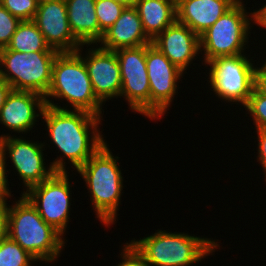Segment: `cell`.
Masks as SVG:
<instances>
[{
	"mask_svg": "<svg viewBox=\"0 0 266 266\" xmlns=\"http://www.w3.org/2000/svg\"><path fill=\"white\" fill-rule=\"evenodd\" d=\"M44 98L45 104H54V99L65 100L72 110L102 118L104 115V105L95 96L84 60L77 52H62L56 56L51 85Z\"/></svg>",
	"mask_w": 266,
	"mask_h": 266,
	"instance_id": "5",
	"label": "cell"
},
{
	"mask_svg": "<svg viewBox=\"0 0 266 266\" xmlns=\"http://www.w3.org/2000/svg\"><path fill=\"white\" fill-rule=\"evenodd\" d=\"M58 51L22 53L0 49V78L12 90L29 91L45 97L52 81V67Z\"/></svg>",
	"mask_w": 266,
	"mask_h": 266,
	"instance_id": "7",
	"label": "cell"
},
{
	"mask_svg": "<svg viewBox=\"0 0 266 266\" xmlns=\"http://www.w3.org/2000/svg\"><path fill=\"white\" fill-rule=\"evenodd\" d=\"M238 0H176L177 21L200 36Z\"/></svg>",
	"mask_w": 266,
	"mask_h": 266,
	"instance_id": "17",
	"label": "cell"
},
{
	"mask_svg": "<svg viewBox=\"0 0 266 266\" xmlns=\"http://www.w3.org/2000/svg\"><path fill=\"white\" fill-rule=\"evenodd\" d=\"M9 171L6 169L5 159L3 157L2 152L0 151V202L4 200L11 199L13 194L11 195V189L9 188L8 181V173Z\"/></svg>",
	"mask_w": 266,
	"mask_h": 266,
	"instance_id": "28",
	"label": "cell"
},
{
	"mask_svg": "<svg viewBox=\"0 0 266 266\" xmlns=\"http://www.w3.org/2000/svg\"><path fill=\"white\" fill-rule=\"evenodd\" d=\"M259 66V67H258ZM255 70V85L254 87L263 95L266 96V71L258 65Z\"/></svg>",
	"mask_w": 266,
	"mask_h": 266,
	"instance_id": "31",
	"label": "cell"
},
{
	"mask_svg": "<svg viewBox=\"0 0 266 266\" xmlns=\"http://www.w3.org/2000/svg\"><path fill=\"white\" fill-rule=\"evenodd\" d=\"M243 0H238L210 28L199 36L203 62L217 57L236 56L247 53L251 36L253 12H247ZM252 23V24H251ZM250 34V35H249ZM247 46V47H246Z\"/></svg>",
	"mask_w": 266,
	"mask_h": 266,
	"instance_id": "6",
	"label": "cell"
},
{
	"mask_svg": "<svg viewBox=\"0 0 266 266\" xmlns=\"http://www.w3.org/2000/svg\"><path fill=\"white\" fill-rule=\"evenodd\" d=\"M245 115H250L255 129H266V96L261 94L255 87L247 104L244 106Z\"/></svg>",
	"mask_w": 266,
	"mask_h": 266,
	"instance_id": "24",
	"label": "cell"
},
{
	"mask_svg": "<svg viewBox=\"0 0 266 266\" xmlns=\"http://www.w3.org/2000/svg\"><path fill=\"white\" fill-rule=\"evenodd\" d=\"M253 24L266 29V4L255 11L253 10Z\"/></svg>",
	"mask_w": 266,
	"mask_h": 266,
	"instance_id": "32",
	"label": "cell"
},
{
	"mask_svg": "<svg viewBox=\"0 0 266 266\" xmlns=\"http://www.w3.org/2000/svg\"><path fill=\"white\" fill-rule=\"evenodd\" d=\"M130 242L151 266H193L220 250L217 239L160 229Z\"/></svg>",
	"mask_w": 266,
	"mask_h": 266,
	"instance_id": "4",
	"label": "cell"
},
{
	"mask_svg": "<svg viewBox=\"0 0 266 266\" xmlns=\"http://www.w3.org/2000/svg\"><path fill=\"white\" fill-rule=\"evenodd\" d=\"M22 135L17 137L9 133L0 135V151L5 159L6 168L8 166L7 158L10 157L13 170L22 180L24 187L23 192L27 191L34 185L40 184L44 180L50 178L56 171L52 165L45 163L44 150L45 142L33 141L25 139ZM47 164V165H46ZM46 165V166H45Z\"/></svg>",
	"mask_w": 266,
	"mask_h": 266,
	"instance_id": "10",
	"label": "cell"
},
{
	"mask_svg": "<svg viewBox=\"0 0 266 266\" xmlns=\"http://www.w3.org/2000/svg\"><path fill=\"white\" fill-rule=\"evenodd\" d=\"M69 172H55L50 178L29 188L23 195L37 209L41 218L62 236L70 219L72 191Z\"/></svg>",
	"mask_w": 266,
	"mask_h": 266,
	"instance_id": "9",
	"label": "cell"
},
{
	"mask_svg": "<svg viewBox=\"0 0 266 266\" xmlns=\"http://www.w3.org/2000/svg\"><path fill=\"white\" fill-rule=\"evenodd\" d=\"M120 66L122 89L129 109L150 119V85L146 69V45L115 51Z\"/></svg>",
	"mask_w": 266,
	"mask_h": 266,
	"instance_id": "12",
	"label": "cell"
},
{
	"mask_svg": "<svg viewBox=\"0 0 266 266\" xmlns=\"http://www.w3.org/2000/svg\"><path fill=\"white\" fill-rule=\"evenodd\" d=\"M126 242L123 244L124 246H121L120 256L122 261L115 266H151L130 241Z\"/></svg>",
	"mask_w": 266,
	"mask_h": 266,
	"instance_id": "27",
	"label": "cell"
},
{
	"mask_svg": "<svg viewBox=\"0 0 266 266\" xmlns=\"http://www.w3.org/2000/svg\"><path fill=\"white\" fill-rule=\"evenodd\" d=\"M146 35L140 16L134 6L125 7L121 16L98 42L101 48L116 51L121 48H135L151 44Z\"/></svg>",
	"mask_w": 266,
	"mask_h": 266,
	"instance_id": "18",
	"label": "cell"
},
{
	"mask_svg": "<svg viewBox=\"0 0 266 266\" xmlns=\"http://www.w3.org/2000/svg\"><path fill=\"white\" fill-rule=\"evenodd\" d=\"M11 90L12 87L4 79L0 78V110L5 104V100Z\"/></svg>",
	"mask_w": 266,
	"mask_h": 266,
	"instance_id": "33",
	"label": "cell"
},
{
	"mask_svg": "<svg viewBox=\"0 0 266 266\" xmlns=\"http://www.w3.org/2000/svg\"><path fill=\"white\" fill-rule=\"evenodd\" d=\"M152 44L186 74L200 54L199 36L177 20L160 33Z\"/></svg>",
	"mask_w": 266,
	"mask_h": 266,
	"instance_id": "16",
	"label": "cell"
},
{
	"mask_svg": "<svg viewBox=\"0 0 266 266\" xmlns=\"http://www.w3.org/2000/svg\"><path fill=\"white\" fill-rule=\"evenodd\" d=\"M9 50L18 52L32 53L37 51H57L46 43L44 36L38 29L33 20L21 21L9 44L6 47Z\"/></svg>",
	"mask_w": 266,
	"mask_h": 266,
	"instance_id": "21",
	"label": "cell"
},
{
	"mask_svg": "<svg viewBox=\"0 0 266 266\" xmlns=\"http://www.w3.org/2000/svg\"><path fill=\"white\" fill-rule=\"evenodd\" d=\"M45 106V98L40 94L11 90L0 110V124L11 134H27L39 122Z\"/></svg>",
	"mask_w": 266,
	"mask_h": 266,
	"instance_id": "15",
	"label": "cell"
},
{
	"mask_svg": "<svg viewBox=\"0 0 266 266\" xmlns=\"http://www.w3.org/2000/svg\"><path fill=\"white\" fill-rule=\"evenodd\" d=\"M67 107L58 103L46 104L41 117L51 138L49 141L61 153L50 162L56 172H67L66 164H71L77 171L107 142L99 127L102 117Z\"/></svg>",
	"mask_w": 266,
	"mask_h": 266,
	"instance_id": "1",
	"label": "cell"
},
{
	"mask_svg": "<svg viewBox=\"0 0 266 266\" xmlns=\"http://www.w3.org/2000/svg\"><path fill=\"white\" fill-rule=\"evenodd\" d=\"M4 200L0 202V241L8 237V203Z\"/></svg>",
	"mask_w": 266,
	"mask_h": 266,
	"instance_id": "30",
	"label": "cell"
},
{
	"mask_svg": "<svg viewBox=\"0 0 266 266\" xmlns=\"http://www.w3.org/2000/svg\"><path fill=\"white\" fill-rule=\"evenodd\" d=\"M39 262L9 236L0 241V266H32Z\"/></svg>",
	"mask_w": 266,
	"mask_h": 266,
	"instance_id": "22",
	"label": "cell"
},
{
	"mask_svg": "<svg viewBox=\"0 0 266 266\" xmlns=\"http://www.w3.org/2000/svg\"><path fill=\"white\" fill-rule=\"evenodd\" d=\"M8 236L45 263L56 261L66 244L65 238L41 218L23 194L14 204H8Z\"/></svg>",
	"mask_w": 266,
	"mask_h": 266,
	"instance_id": "3",
	"label": "cell"
},
{
	"mask_svg": "<svg viewBox=\"0 0 266 266\" xmlns=\"http://www.w3.org/2000/svg\"><path fill=\"white\" fill-rule=\"evenodd\" d=\"M68 22L73 35L82 44L99 42V24L96 15V0H65Z\"/></svg>",
	"mask_w": 266,
	"mask_h": 266,
	"instance_id": "19",
	"label": "cell"
},
{
	"mask_svg": "<svg viewBox=\"0 0 266 266\" xmlns=\"http://www.w3.org/2000/svg\"><path fill=\"white\" fill-rule=\"evenodd\" d=\"M250 55L244 53L236 56L217 57L204 63L209 71L207 82L213 93L224 103L245 106L255 85L257 65Z\"/></svg>",
	"mask_w": 266,
	"mask_h": 266,
	"instance_id": "8",
	"label": "cell"
},
{
	"mask_svg": "<svg viewBox=\"0 0 266 266\" xmlns=\"http://www.w3.org/2000/svg\"><path fill=\"white\" fill-rule=\"evenodd\" d=\"M38 3V0H0V4L20 21L33 20Z\"/></svg>",
	"mask_w": 266,
	"mask_h": 266,
	"instance_id": "25",
	"label": "cell"
},
{
	"mask_svg": "<svg viewBox=\"0 0 266 266\" xmlns=\"http://www.w3.org/2000/svg\"><path fill=\"white\" fill-rule=\"evenodd\" d=\"M134 7L152 41L177 20L176 0H138Z\"/></svg>",
	"mask_w": 266,
	"mask_h": 266,
	"instance_id": "20",
	"label": "cell"
},
{
	"mask_svg": "<svg viewBox=\"0 0 266 266\" xmlns=\"http://www.w3.org/2000/svg\"><path fill=\"white\" fill-rule=\"evenodd\" d=\"M20 22L0 4V49L7 47Z\"/></svg>",
	"mask_w": 266,
	"mask_h": 266,
	"instance_id": "26",
	"label": "cell"
},
{
	"mask_svg": "<svg viewBox=\"0 0 266 266\" xmlns=\"http://www.w3.org/2000/svg\"><path fill=\"white\" fill-rule=\"evenodd\" d=\"M257 133V138L258 139L257 142L258 144H256L258 146L257 148V162H259L261 164V167L263 168V172L265 175V181H266V129H255Z\"/></svg>",
	"mask_w": 266,
	"mask_h": 266,
	"instance_id": "29",
	"label": "cell"
},
{
	"mask_svg": "<svg viewBox=\"0 0 266 266\" xmlns=\"http://www.w3.org/2000/svg\"><path fill=\"white\" fill-rule=\"evenodd\" d=\"M113 1L121 3L125 7H131V6H135L138 0H113Z\"/></svg>",
	"mask_w": 266,
	"mask_h": 266,
	"instance_id": "34",
	"label": "cell"
},
{
	"mask_svg": "<svg viewBox=\"0 0 266 266\" xmlns=\"http://www.w3.org/2000/svg\"><path fill=\"white\" fill-rule=\"evenodd\" d=\"M33 21L50 48L62 53L76 52L82 46L71 31L65 0L39 2Z\"/></svg>",
	"mask_w": 266,
	"mask_h": 266,
	"instance_id": "14",
	"label": "cell"
},
{
	"mask_svg": "<svg viewBox=\"0 0 266 266\" xmlns=\"http://www.w3.org/2000/svg\"><path fill=\"white\" fill-rule=\"evenodd\" d=\"M95 45L86 44L87 48L88 46L91 48L85 51V55L82 53L85 44H82L76 52L84 60L95 96L105 105L108 100L120 98L122 89L120 66L115 51Z\"/></svg>",
	"mask_w": 266,
	"mask_h": 266,
	"instance_id": "13",
	"label": "cell"
},
{
	"mask_svg": "<svg viewBox=\"0 0 266 266\" xmlns=\"http://www.w3.org/2000/svg\"><path fill=\"white\" fill-rule=\"evenodd\" d=\"M96 15L99 24V41L106 32L121 16L125 6L113 0H96Z\"/></svg>",
	"mask_w": 266,
	"mask_h": 266,
	"instance_id": "23",
	"label": "cell"
},
{
	"mask_svg": "<svg viewBox=\"0 0 266 266\" xmlns=\"http://www.w3.org/2000/svg\"><path fill=\"white\" fill-rule=\"evenodd\" d=\"M262 62H263V63H262ZM256 63H257V65H260V66L266 71V58H265V61L262 60L260 64H258V63H259V60H258V62H256Z\"/></svg>",
	"mask_w": 266,
	"mask_h": 266,
	"instance_id": "35",
	"label": "cell"
},
{
	"mask_svg": "<svg viewBox=\"0 0 266 266\" xmlns=\"http://www.w3.org/2000/svg\"><path fill=\"white\" fill-rule=\"evenodd\" d=\"M146 69L150 85V120L162 119L174 102L181 88L178 83L185 73L152 43L146 44Z\"/></svg>",
	"mask_w": 266,
	"mask_h": 266,
	"instance_id": "11",
	"label": "cell"
},
{
	"mask_svg": "<svg viewBox=\"0 0 266 266\" xmlns=\"http://www.w3.org/2000/svg\"><path fill=\"white\" fill-rule=\"evenodd\" d=\"M105 142L76 172L80 174L95 217L106 227L112 226L118 217L123 191V181L118 156H114Z\"/></svg>",
	"mask_w": 266,
	"mask_h": 266,
	"instance_id": "2",
	"label": "cell"
}]
</instances>
